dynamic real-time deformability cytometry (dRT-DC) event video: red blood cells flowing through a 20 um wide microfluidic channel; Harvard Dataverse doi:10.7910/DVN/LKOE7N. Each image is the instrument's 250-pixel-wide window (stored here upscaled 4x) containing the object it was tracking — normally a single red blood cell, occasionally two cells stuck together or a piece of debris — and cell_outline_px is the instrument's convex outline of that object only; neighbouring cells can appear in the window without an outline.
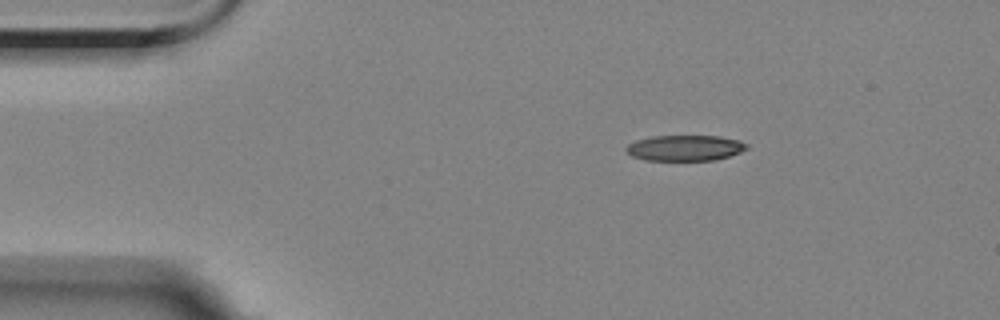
{"species": "Egyptian fruit bat (a non-hibernating species)", "species_latin": "Rousettus aegyptiacus", "temperature_condition": "room temperature", "stored_images_in_passage": 2, "camera_frame_rate_fps": 3000, "um_per_image_px": 0.085, "animal": {"sex": "female"}, "frame": {"image": 1, "passage_image": 2, "time_ms": 1.0, "image_size_px": [1000, 320], "cell_outline_px": [[748, 148], [740, 152], [716, 160], [644, 160], [632, 156], [624, 148], [628, 144], [636, 140], [652, 136], [720, 136], [736, 140], [748, 144]], "centroid_in_image_um": [58.2, 12.57], "position_along_channel_um": 26.8, "area_um2": 17.98}}